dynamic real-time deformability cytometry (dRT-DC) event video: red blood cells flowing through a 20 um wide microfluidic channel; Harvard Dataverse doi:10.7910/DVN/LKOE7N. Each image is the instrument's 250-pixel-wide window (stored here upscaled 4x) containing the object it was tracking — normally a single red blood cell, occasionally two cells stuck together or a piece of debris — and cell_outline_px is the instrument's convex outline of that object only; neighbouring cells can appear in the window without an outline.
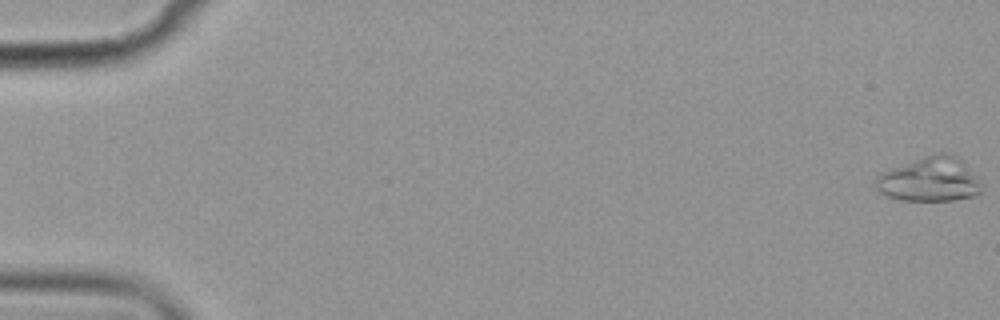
{"species": "common noctule bat (a hibernating species)", "species_latin": "Nyctalus noctula", "temperature_condition": "cold", "stored_images_in_passage": 7, "camera_frame_rate_fps": 3000, "um_per_image_px": 0.085, "animal": {"sex": "female", "body_mass_g": 19.9}, "frame": {"image": 1, "passage_image": 1, "time_ms": 0.0, "image_size_px": [1000, 320], "cell_outline_px": [[980, 192], [972, 196], [952, 200], [900, 200], [888, 196], [880, 192], [876, 188], [872, 180], [880, 172], [924, 156], [936, 152], [948, 152], [956, 156], [976, 176], [980, 184]], "centroid_in_image_um": [78.95, 15.24], "position_along_channel_um": 6.0, "area_um2": 27.22}}
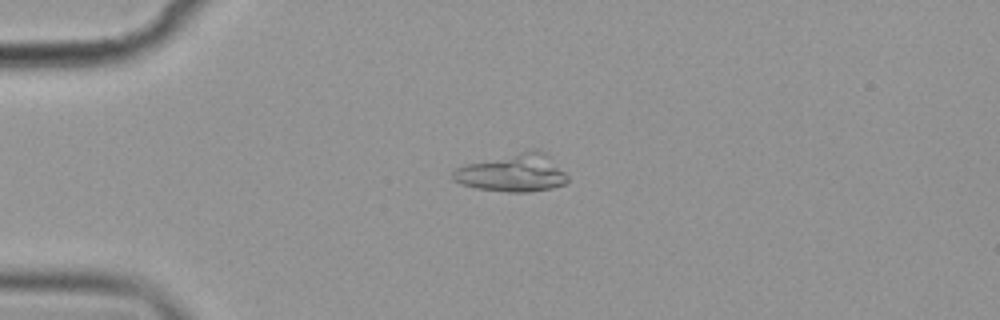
{"frame": {"image": 2, "passage_image": 5, "time_ms": 4.667, "image_size_px": [1000, 320], "cell_outline_px": [[568, 180], [564, 184], [552, 188], [528, 192], [508, 192], [476, 188], [460, 184], [452, 180], [452, 172], [456, 168], [464, 164], [532, 148], [536, 148], [544, 152], [568, 176]], "centroid_in_image_um": [43.55, 14.68], "position_along_channel_um": 41.5, "area_um2": 25.49}}
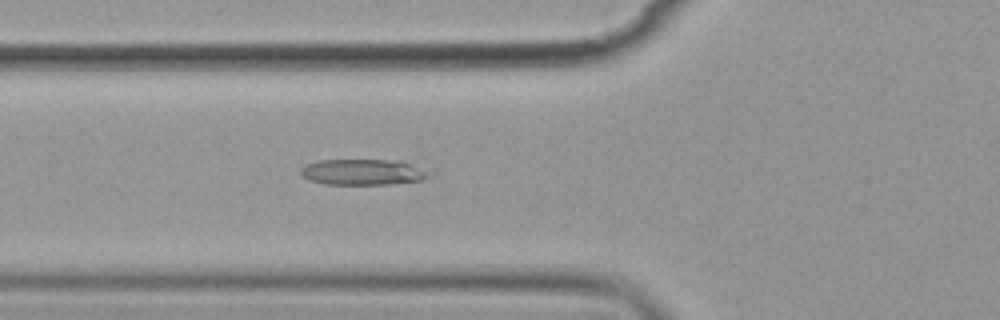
{"frame": {"image": 3, "passage_image": 7, "time_ms": 7.0, "image_size_px": [1000, 320], "cell_outline_px": [[436, 172], [432, 176], [424, 180], [388, 184], [324, 184], [308, 180], [300, 172], [300, 168], [308, 164], [320, 160], [400, 160]], "centroid_in_image_um": [30.95, 14.62], "position_along_channel_um": 94.8, "area_um2": 19.65}}